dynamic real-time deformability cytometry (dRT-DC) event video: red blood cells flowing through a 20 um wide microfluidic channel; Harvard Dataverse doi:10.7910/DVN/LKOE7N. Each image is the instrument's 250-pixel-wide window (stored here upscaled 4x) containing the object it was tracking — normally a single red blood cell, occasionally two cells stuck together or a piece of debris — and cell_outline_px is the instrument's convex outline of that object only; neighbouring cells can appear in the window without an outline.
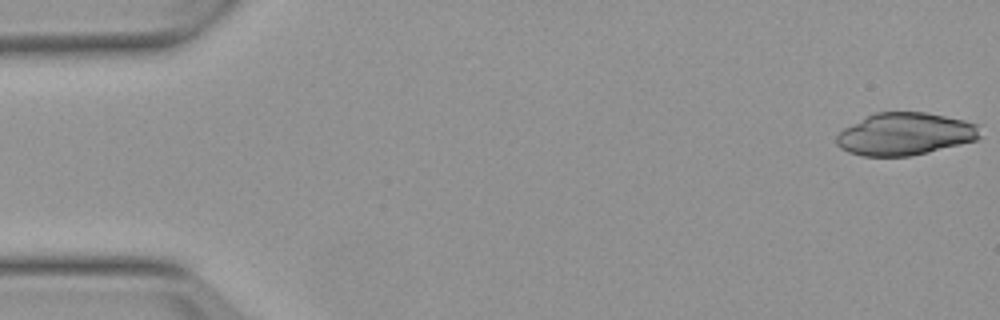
{"species": "Egyptian fruit bat (a non-hibernating species)", "species_latin": "Rousettus aegyptiacus", "temperature_condition": "warm", "stored_images_in_passage": 16, "camera_frame_rate_fps": 3000, "um_per_image_px": 0.085, "animal": {"sex": "female"}, "frame": {"image": 1, "passage_image": 1, "time_ms": 0.0, "image_size_px": [1000, 320], "cell_outline_px": [[980, 136], [976, 140], [912, 156], [864, 156], [848, 152], [840, 148], [836, 144], [836, 136], [844, 128], [876, 112], [924, 112], [964, 120], [980, 124]], "centroid_in_image_um": [76.94, 11.39], "position_along_channel_um": 8.1, "area_um2": 35.37}}